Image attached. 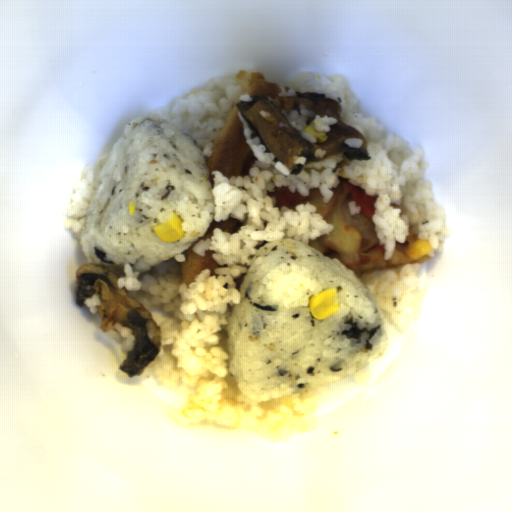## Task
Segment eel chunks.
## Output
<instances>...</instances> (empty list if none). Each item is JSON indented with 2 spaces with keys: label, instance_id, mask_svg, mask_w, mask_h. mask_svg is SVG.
I'll return each instance as SVG.
<instances>
[{
  "label": "eel chunks",
  "instance_id": "4dd315ae",
  "mask_svg": "<svg viewBox=\"0 0 512 512\" xmlns=\"http://www.w3.org/2000/svg\"><path fill=\"white\" fill-rule=\"evenodd\" d=\"M276 98L266 94L251 95L253 101L237 102L242 119L253 131L250 139L259 137L266 147L263 153H272L273 162L281 161L290 170L289 175L300 174L308 163H325L342 157L331 172L348 167L354 159L371 161L369 142L356 128L345 123L339 113L341 97L332 99L325 93L313 91ZM315 121L318 130L327 137L319 143L307 132L306 126Z\"/></svg>",
  "mask_w": 512,
  "mask_h": 512
},
{
  "label": "eel chunks",
  "instance_id": "57646c5b",
  "mask_svg": "<svg viewBox=\"0 0 512 512\" xmlns=\"http://www.w3.org/2000/svg\"><path fill=\"white\" fill-rule=\"evenodd\" d=\"M119 277L105 266L88 263L79 265L75 272L76 303L84 305L86 298L96 293L100 295V305L94 308L100 319V329L106 332L115 328V322L130 328L136 336L134 349L125 352L126 356L117 368L127 379L143 375L146 367L160 354L163 334L152 312L145 309L126 288H119Z\"/></svg>",
  "mask_w": 512,
  "mask_h": 512
}]
</instances>
